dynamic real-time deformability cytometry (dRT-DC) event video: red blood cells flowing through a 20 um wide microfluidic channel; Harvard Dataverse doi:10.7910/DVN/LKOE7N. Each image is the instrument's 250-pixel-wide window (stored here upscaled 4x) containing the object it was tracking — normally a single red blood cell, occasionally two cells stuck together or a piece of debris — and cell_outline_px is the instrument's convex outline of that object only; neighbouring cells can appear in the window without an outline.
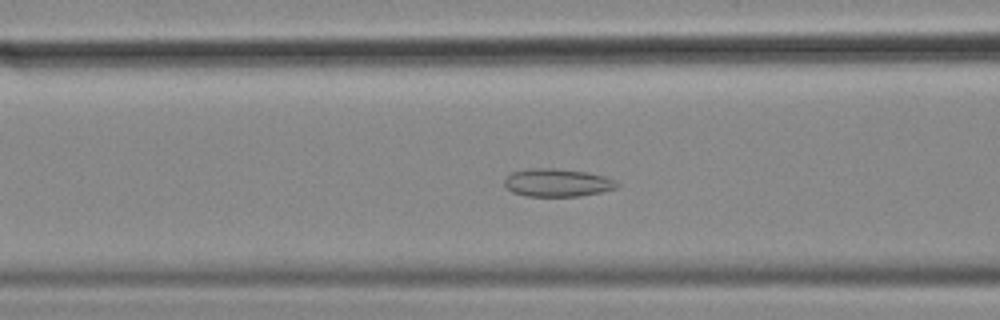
{"species": "common noctule bat (a hibernating species)", "species_latin": "Nyctalus noctula", "temperature_condition": "cold", "stored_images_in_passage": 49, "camera_frame_rate_fps": 3000, "um_per_image_px": 0.085, "animal": {"sex": "female", "body_mass_g": 18.4}, "frame": {"image": 1, "passage_image": 14, "time_ms": 4.333, "image_size_px": [1000, 320], "cell_outline_px": [[620, 184], [616, 188], [600, 192], [580, 196], [524, 196], [512, 192], [504, 184], [504, 180], [512, 172], [528, 168], [552, 168], [588, 172], [604, 176], [616, 180]], "centroid_in_image_um": [47.38, 15.52], "position_along_channel_um": 119.2, "area_um2": 18.38}}
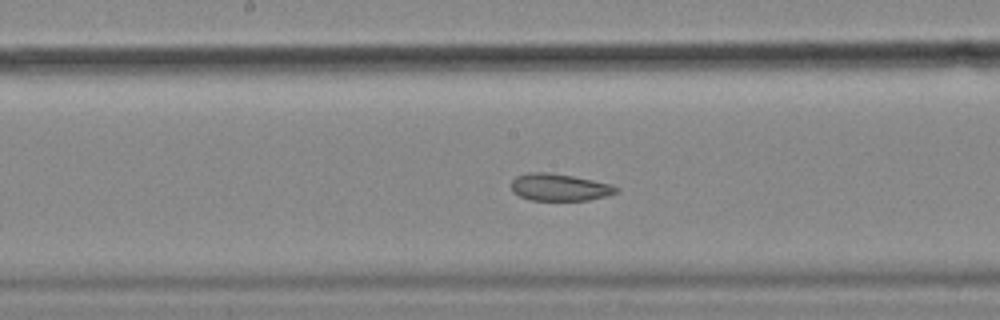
{"frame": {"image": 2, "passage_image": 21, "time_ms": 6.667, "image_size_px": [1000, 320], "cell_outline_px": [[620, 192], [608, 196], [588, 200], [532, 200], [520, 196], [512, 192], [512, 180], [516, 176], [528, 172], [548, 172], [572, 176], [612, 184], [620, 188]], "centroid_in_image_um": [47.59, 15.92], "position_along_channel_um": 200.6, "area_um2": 16.7}}
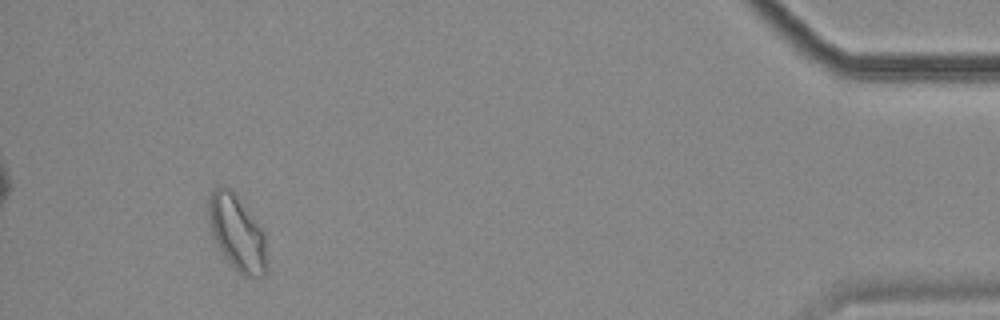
{"frame": {"image": 3, "passage_image": 45, "time_ms": 14.667, "image_size_px": [1000, 320], "cell_outline_px": [[268, 264], [264, 276], [244, 276], [228, 260], [220, 248], [212, 232], [208, 220], [208, 200], [212, 192], [220, 184], [232, 188], [236, 192], [264, 228], [268, 260]], "centroid_in_image_um": [20.21, 19.72], "position_along_channel_um": 415.0, "area_um2": 26.07}, "authors_computed_cell_mechanics": {"area_um2": 19.5942, "velocity_mm_per_s": 3.4963, "shape_relaxation_time_tau1_ms": null, "shape_relaxation_time_tau2_ms": 2.4462, "deformation_change_tau1": null, "deformation_change_tau2": 0.0795}}